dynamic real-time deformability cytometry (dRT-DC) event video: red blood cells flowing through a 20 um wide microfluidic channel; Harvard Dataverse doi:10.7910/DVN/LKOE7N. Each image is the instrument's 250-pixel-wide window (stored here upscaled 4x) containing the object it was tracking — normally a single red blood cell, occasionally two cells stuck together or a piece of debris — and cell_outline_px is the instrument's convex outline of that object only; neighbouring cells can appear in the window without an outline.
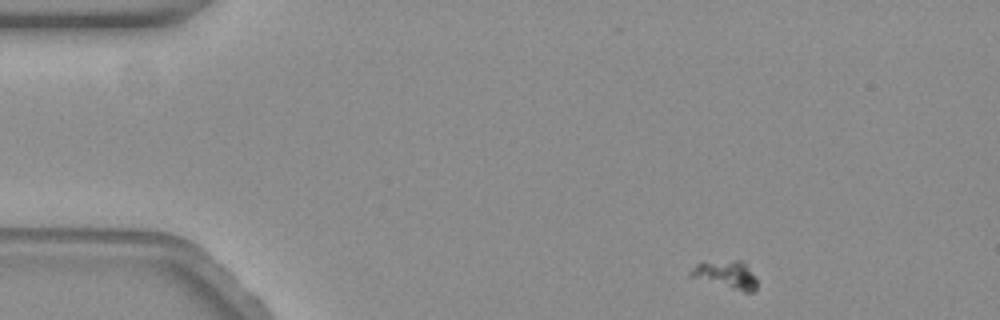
{"species": "common noctule bat (a hibernating species)", "species_latin": "Nyctalus noctula", "temperature_condition": "warm", "stored_images_in_passage": 14, "camera_frame_rate_fps": 3000, "um_per_image_px": 0.085, "animal": {"sex": "female", "body_mass_g": 19.3, "forearm_length_mm": 54.1}, "frame": {"image": 1, "passage_image": 1, "time_ms": 0.0, "image_size_px": [1000, 320], "cell_outline_px": [[756, 288], [752, 292], [744, 292], [688, 276], [688, 272], [696, 264], [704, 260], [744, 260], [756, 280]], "centroid_in_image_um": [61.67, 23.3], "position_along_channel_um": 23.3, "area_um2": 10.98}}
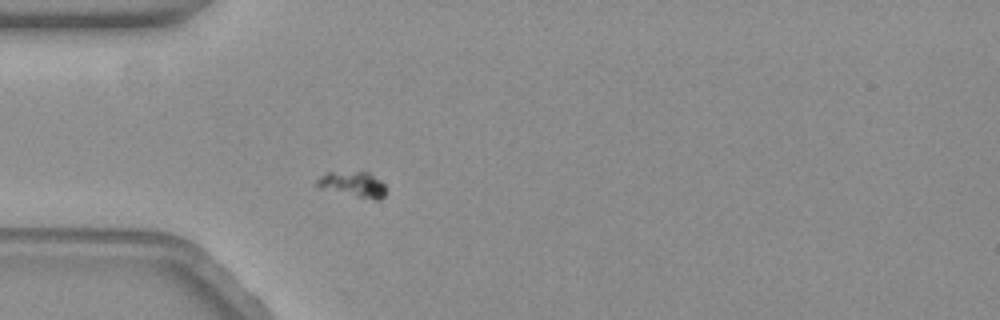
{"frame": {"image": 2, "passage_image": 11, "time_ms": 3.333, "image_size_px": [1000, 320], "cell_outline_px": [[388, 192], [380, 200], [376, 200], [356, 196], [320, 188], [316, 184], [316, 180], [324, 172], [368, 172], [380, 180], [384, 184]], "centroid_in_image_um": [30.03, 15.67], "position_along_channel_um": 55.0, "area_um2": 10.23}}